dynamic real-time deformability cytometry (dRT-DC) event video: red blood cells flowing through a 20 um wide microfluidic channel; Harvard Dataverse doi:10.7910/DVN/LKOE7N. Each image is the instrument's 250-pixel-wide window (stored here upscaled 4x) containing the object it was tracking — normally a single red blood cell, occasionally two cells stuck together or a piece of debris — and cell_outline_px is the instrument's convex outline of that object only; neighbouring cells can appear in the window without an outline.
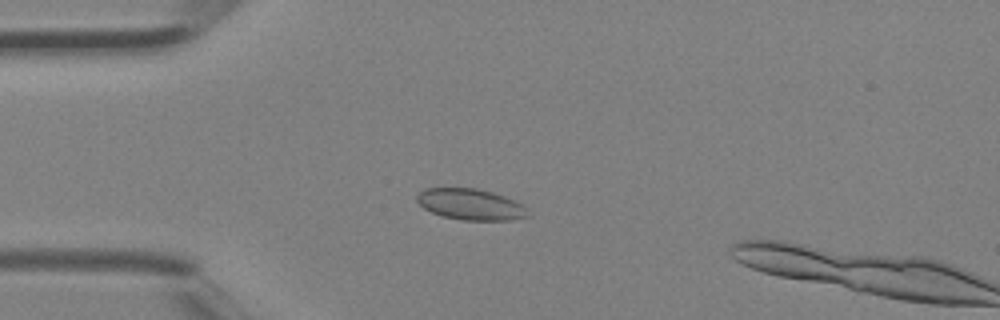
{"species": "Egyptian fruit bat (a non-hibernating species)", "species_latin": "Rousettus aegyptiacus", "temperature_condition": "room temperature", "stored_images_in_passage": 13, "camera_frame_rate_fps": 3000, "um_per_image_px": 0.085, "animal": {"sex": "female"}, "frame": {"image": 1, "passage_image": 11, "time_ms": 3.333, "image_size_px": [1000, 320], "cell_outline_px": [[528, 216], [512, 220], [460, 220], [440, 216], [424, 208], [416, 200], [416, 196], [424, 188], [476, 188], [492, 192], [504, 196], [520, 204], [524, 208]], "centroid_in_image_um": [39.94, 17.37], "position_along_channel_um": 45.1, "area_um2": 19.94}}